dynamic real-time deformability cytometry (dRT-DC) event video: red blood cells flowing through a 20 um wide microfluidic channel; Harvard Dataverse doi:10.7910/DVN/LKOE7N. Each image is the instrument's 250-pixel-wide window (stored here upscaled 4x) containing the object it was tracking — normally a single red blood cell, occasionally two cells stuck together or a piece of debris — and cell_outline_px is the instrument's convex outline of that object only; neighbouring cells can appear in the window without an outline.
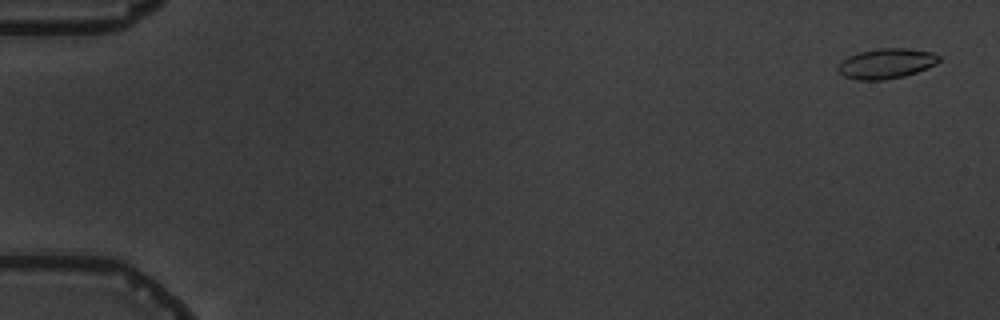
{"species": "common noctule bat (a hibernating species)", "species_latin": "Nyctalus noctula", "temperature_condition": "warm", "stored_images_in_passage": 7, "camera_frame_rate_fps": 3000, "um_per_image_px": 0.085, "animal": {"sex": "male", "body_mass_g": 19.5, "forearm_length_mm": 54.6}, "frame": {"image": 1, "passage_image": 1, "time_ms": 0.0, "image_size_px": [1000, 320], "cell_outline_px": [[940, 60], [936, 64], [928, 68], [904, 76], [884, 80], [856, 80], [844, 76], [836, 68], [848, 56], [860, 52], [880, 48], [908, 48], [932, 52], [940, 56]], "centroid_in_image_um": [75.36, 5.4], "position_along_channel_um": 9.6, "area_um2": 17.69}}
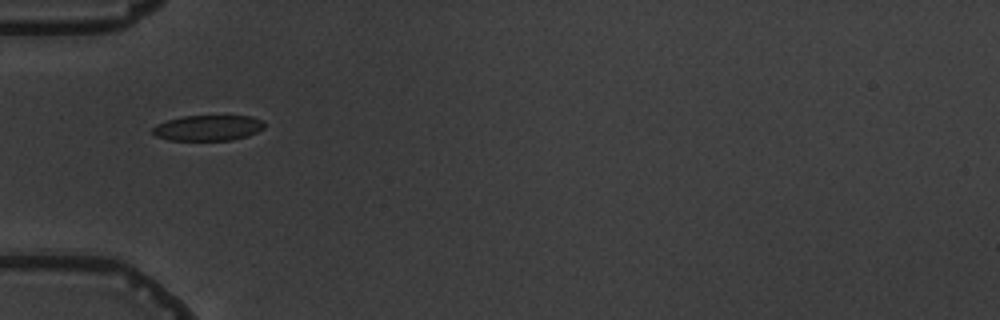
{"frame": {"image": 2, "passage_image": 5, "time_ms": 5.667, "image_size_px": [1000, 320], "cell_outline_px": [[264, 128], [248, 136], [232, 140], [168, 140], [156, 136], [152, 132], [152, 128], [156, 124], [168, 120], [184, 116], [252, 116], [264, 120]], "centroid_in_image_um": [17.7, 10.87], "position_along_channel_um": 67.3, "area_um2": 16.7}}